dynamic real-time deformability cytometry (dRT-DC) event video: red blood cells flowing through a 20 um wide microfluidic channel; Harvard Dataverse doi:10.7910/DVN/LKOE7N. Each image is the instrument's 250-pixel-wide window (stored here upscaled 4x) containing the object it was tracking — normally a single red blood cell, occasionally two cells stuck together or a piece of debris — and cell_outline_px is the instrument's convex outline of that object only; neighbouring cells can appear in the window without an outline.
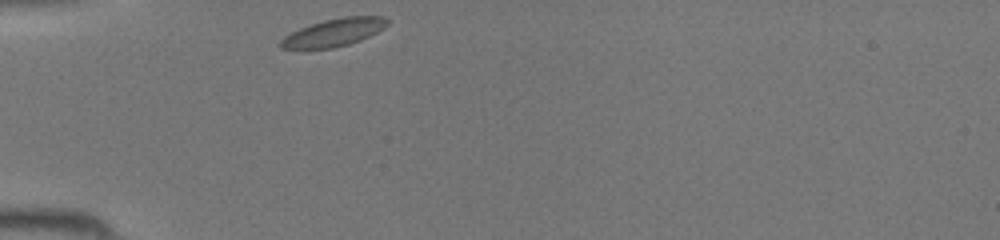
{"species": "common noctule bat (a hibernating species)", "species_latin": "Nyctalus noctula", "temperature_condition": "room temperature", "stored_images_in_passage": 26, "camera_frame_rate_fps": 3000, "um_per_image_px": 0.085, "animal": {"sex": "female", "body_mass_g": 19.5, "forearm_length_mm": 54.1}, "frame": {"image": 1, "passage_image": 1, "time_ms": 0.0, "image_size_px": [1000, 240], "cell_outline_px": [[388, 24], [384, 28], [360, 40], [348, 44], [332, 48], [280, 48], [276, 44], [284, 36], [300, 28], [324, 20], [344, 16], [384, 16], [388, 20]], "centroid_in_image_um": [28.36, 2.75], "position_along_channel_um": 56.6, "area_um2": 17.05}}
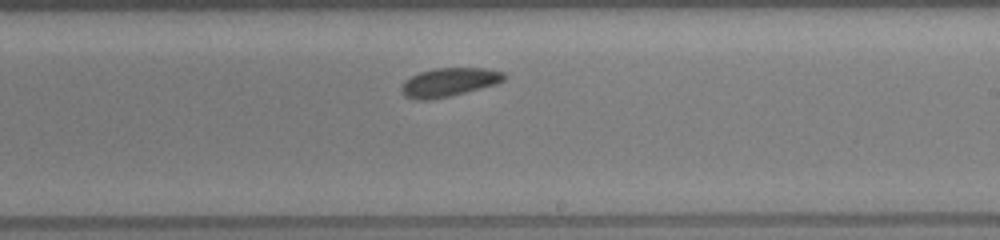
{"frame": {"image": 2, "passage_image": 15, "time_ms": 4.667, "image_size_px": [1000, 240], "cell_outline_px": [[508, 76], [504, 80], [496, 84], [448, 96], [428, 100], [416, 100], [404, 96], [400, 92], [400, 88], [404, 80], [420, 72], [436, 68], [484, 68], [504, 72]], "centroid_in_image_um": [38.14, 6.98], "position_along_channel_um": 250.9, "area_um2": 17.11}}
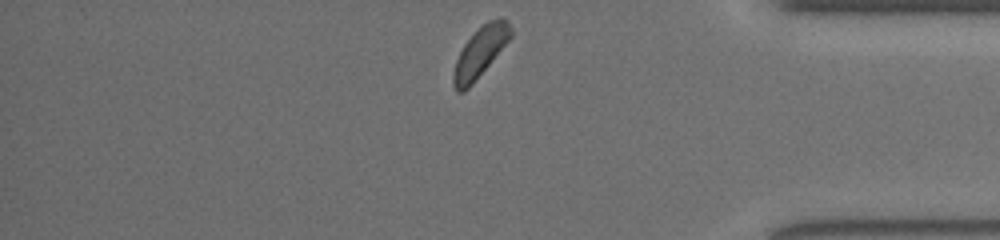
{"frame": {"image": 3, "passage_image": 26, "time_ms": 8.333, "image_size_px": [1000, 240], "cell_outline_px": [[512, 36], [472, 84], [464, 92], [456, 92], [452, 84], [452, 76], [456, 60], [464, 44], [488, 20], [500, 16], [504, 16], [508, 20], [512, 28]], "centroid_in_image_um": [40.82, 4.42], "position_along_channel_um": 394.4, "area_um2": 16.53}}